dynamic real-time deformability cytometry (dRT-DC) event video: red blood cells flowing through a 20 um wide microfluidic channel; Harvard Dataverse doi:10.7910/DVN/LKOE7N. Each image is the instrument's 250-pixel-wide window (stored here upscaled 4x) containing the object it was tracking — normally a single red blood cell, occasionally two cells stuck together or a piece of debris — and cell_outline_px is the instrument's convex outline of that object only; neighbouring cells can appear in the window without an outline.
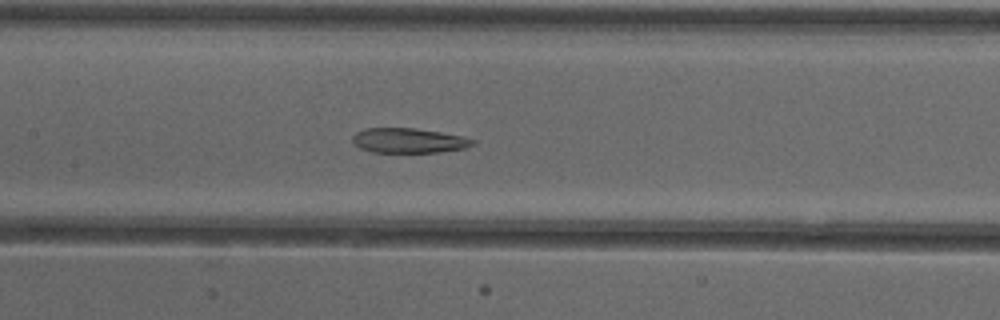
{"species": "common noctule bat (a hibernating species)", "species_latin": "Nyctalus noctula", "temperature_condition": "cold", "stored_images_in_passage": 53, "segment_of_instrument_passage": [2, 2], "camera_frame_rate_fps": 3000, "um_per_image_px": 0.085, "animal": {"sex": "female"}, "frame": {"image": 1, "passage_image": 26, "time_ms": 8.333, "image_size_px": [1000, 320], "cell_outline_px": [[476, 144], [464, 148], [440, 152], [372, 152], [360, 148], [352, 144], [352, 136], [356, 132], [364, 128], [416, 128], [464, 136], [476, 140]], "centroid_in_image_um": [34.73, 11.94], "position_along_channel_um": 172.7, "area_um2": 17.57}}
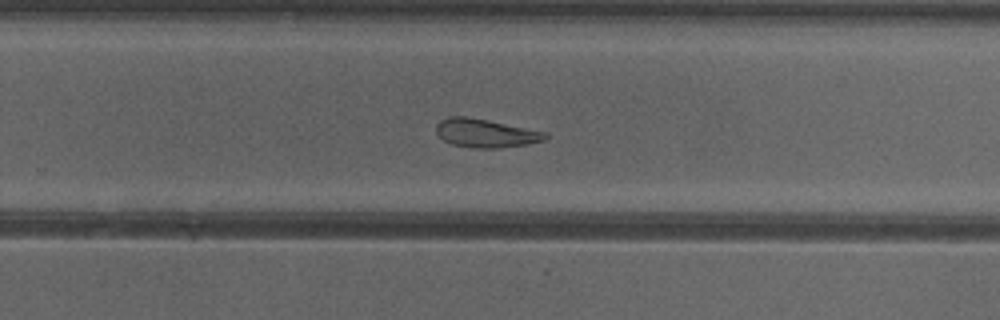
{"frame": {"image": 2, "passage_image": 35, "time_ms": 11.333, "image_size_px": [1000, 320], "cell_outline_px": [[548, 136], [544, 140], [528, 144], [500, 148], [476, 148], [452, 144], [444, 140], [436, 132], [436, 124], [440, 120], [448, 116], [468, 116], [548, 132]], "centroid_in_image_um": [41.28, 11.31], "position_along_channel_um": 288.5, "area_um2": 18.21}}
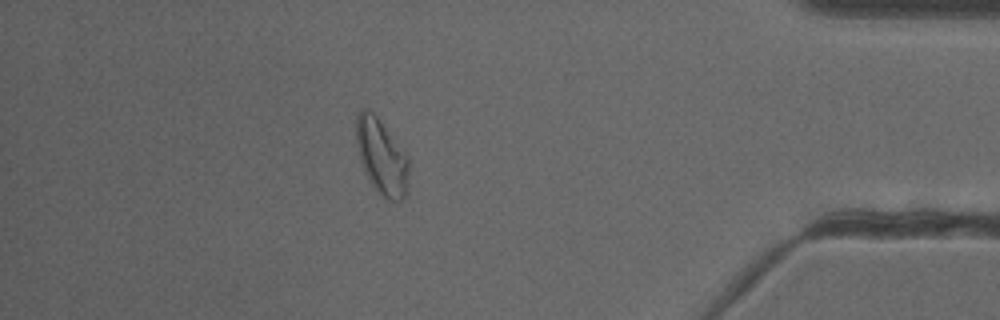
{"frame": {"image": 3, "passage_image": 47, "time_ms": 15.333, "image_size_px": [1000, 320], "cell_outline_px": [[408, 192], [404, 200], [388, 200], [372, 184], [364, 172], [360, 160], [356, 140], [356, 116], [364, 108], [368, 108], [376, 116], [408, 156]], "centroid_in_image_um": [32.44, 13.34], "position_along_channel_um": 402.8, "area_um2": 22.89}}